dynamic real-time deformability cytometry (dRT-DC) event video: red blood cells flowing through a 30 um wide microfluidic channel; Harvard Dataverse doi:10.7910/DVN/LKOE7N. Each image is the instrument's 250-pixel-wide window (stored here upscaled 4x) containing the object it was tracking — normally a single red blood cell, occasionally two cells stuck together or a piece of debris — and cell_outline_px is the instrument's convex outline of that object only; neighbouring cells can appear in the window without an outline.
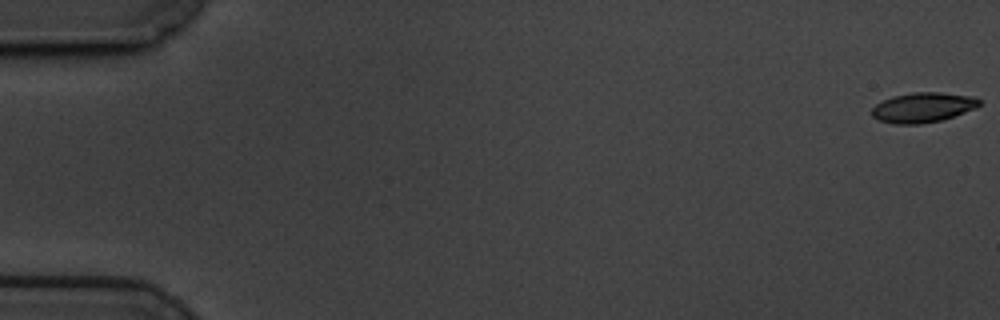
{"species": "common noctule bat (a hibernating species)", "species_latin": "Nyctalus noctula", "temperature_condition": "cold", "stored_images_in_passage": 60, "camera_frame_rate_fps": 3000, "um_per_image_px": 0.085, "animal": {"sex": "male", "body_mass_g": 19.5, "forearm_length_mm": 54.6}, "frame": {"image": 1, "passage_image": 1, "time_ms": 0.0, "image_size_px": [1000, 320], "cell_outline_px": [[980, 104], [976, 108], [940, 120], [920, 124], [896, 124], [880, 120], [872, 116], [872, 108], [876, 104], [892, 96], [912, 92], [940, 92], [968, 96], [980, 100]], "centroid_in_image_um": [78.41, 9.13], "position_along_channel_um": 6.6, "area_um2": 18.44}}
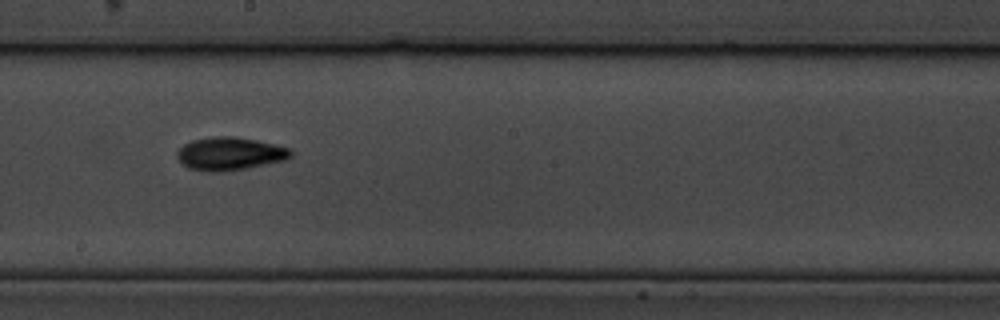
{"frame": {"image": 2, "passage_image": 34, "time_ms": 11.0, "image_size_px": [1000, 320], "cell_outline_px": [[292, 156], [284, 160], [248, 168], [220, 172], [212, 172], [188, 168], [176, 156], [176, 152], [184, 144], [192, 140], [212, 136], [236, 136], [276, 144], [288, 148], [292, 152]], "centroid_in_image_um": [19.53, 13.05], "position_along_channel_um": 228.7, "area_um2": 21.91}}
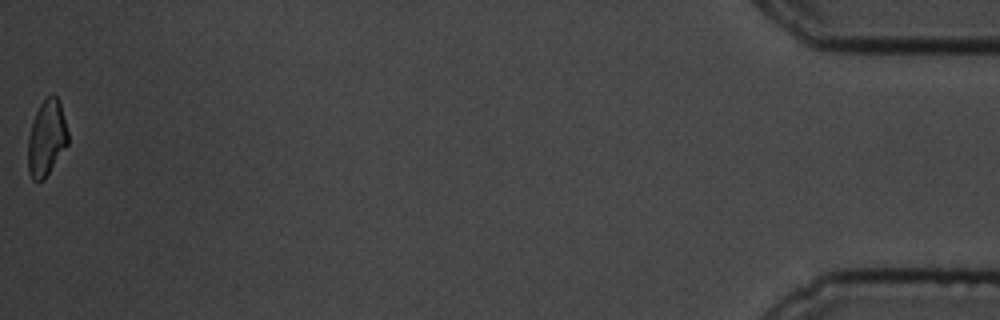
{"frame": {"image": 3, "passage_image": 60, "time_ms": 19.667, "image_size_px": [1000, 320], "cell_outline_px": [[68, 144], [44, 180], [32, 180], [28, 172], [28, 136], [36, 112], [40, 104], [52, 92], [56, 96], [60, 104], [68, 132]], "centroid_in_image_um": [3.95, 11.75], "position_along_channel_um": 431.2, "area_um2": 17.57}, "authors_computed_cell_mechanics": {"area_um2": 19.1318, "velocity_mm_per_s": 3.4172, "shape_relaxation_time_tau1_ms": 3.8197, "shape_relaxation_time_tau2_ms": 5.8285, "deformation_change_tau1": 0.1442, "deformation_change_tau2": 0.1188}}